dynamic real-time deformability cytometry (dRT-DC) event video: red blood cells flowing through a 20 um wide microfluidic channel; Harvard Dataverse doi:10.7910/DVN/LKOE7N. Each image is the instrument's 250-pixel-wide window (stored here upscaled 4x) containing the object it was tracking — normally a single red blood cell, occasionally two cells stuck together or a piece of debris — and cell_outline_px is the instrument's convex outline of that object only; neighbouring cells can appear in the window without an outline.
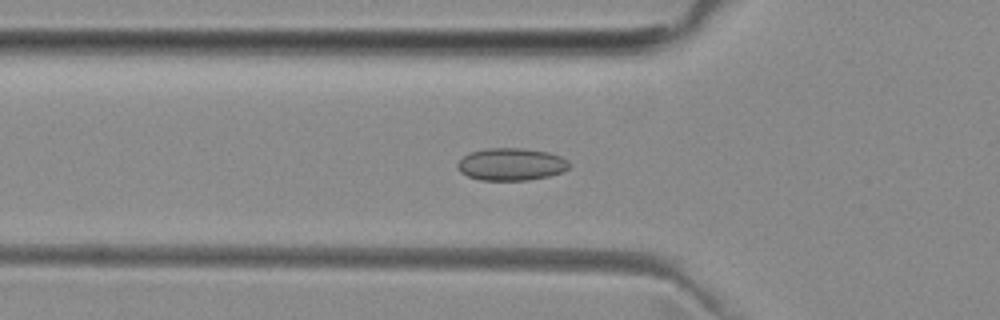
{"species": "common noctule bat (a hibernating species)", "species_latin": "Nyctalus noctula", "temperature_condition": "room temperature", "stored_images_in_passage": 39, "camera_frame_rate_fps": 3000, "um_per_image_px": 0.085, "animal": {"sex": "female", "body_mass_g": 29.2, "forearm_length_mm": 56.3}, "frame": {"image": 1, "passage_image": 5, "time_ms": 1.333, "image_size_px": [1000, 320], "cell_outline_px": [[572, 164], [564, 172], [548, 176], [528, 180], [480, 180], [468, 176], [460, 172], [456, 168], [456, 164], [464, 156], [472, 152], [488, 148], [524, 148], [548, 152], [560, 156], [568, 160]], "centroid_in_image_um": [43.47, 13.97], "position_along_channel_um": 82.3, "area_um2": 21.21}}
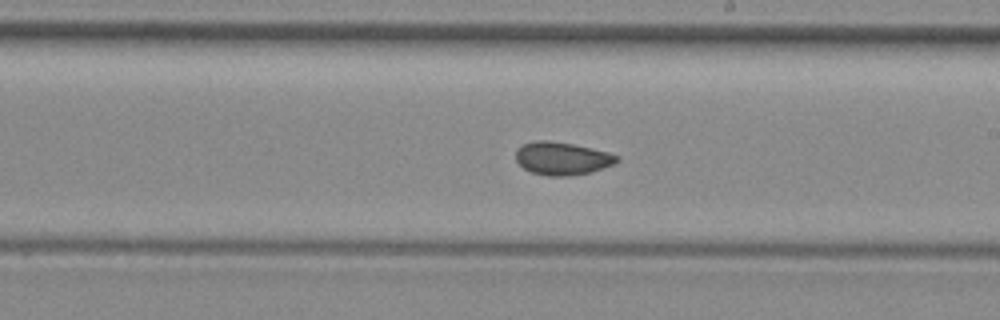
{"frame": {"image": 2, "passage_image": 17, "time_ms": 5.333, "image_size_px": [1000, 320], "cell_outline_px": [[620, 160], [616, 164], [588, 172], [568, 176], [548, 176], [532, 172], [524, 168], [516, 160], [516, 148], [524, 144], [536, 140], [548, 140], [572, 144], [608, 152], [620, 156]], "centroid_in_image_um": [47.79, 13.46], "position_along_channel_um": 241.2, "area_um2": 19.31}}
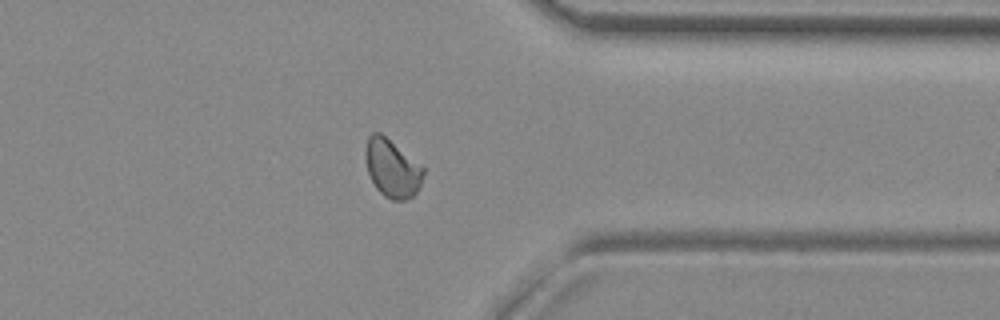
{"frame": {"image": 3, "passage_image": 28, "time_ms": 9.0, "image_size_px": [1000, 320], "cell_outline_px": [[424, 172], [420, 184], [416, 192], [412, 196], [404, 200], [392, 200], [384, 196], [376, 188], [368, 172], [364, 156], [364, 148], [368, 136], [372, 132], [380, 132], [424, 168]], "centroid_in_image_um": [33.28, 14.29], "position_along_channel_um": 378.1, "area_um2": 19.36}, "authors_computed_cell_mechanics": {"area_um2": 19.1896, "velocity_mm_per_s": 3.9624, "shape_relaxation_time_tau1_ms": null, "shape_relaxation_time_tau2_ms": 1.2759, "deformation_change_tau1": null, "deformation_change_tau2": 0.0456}}